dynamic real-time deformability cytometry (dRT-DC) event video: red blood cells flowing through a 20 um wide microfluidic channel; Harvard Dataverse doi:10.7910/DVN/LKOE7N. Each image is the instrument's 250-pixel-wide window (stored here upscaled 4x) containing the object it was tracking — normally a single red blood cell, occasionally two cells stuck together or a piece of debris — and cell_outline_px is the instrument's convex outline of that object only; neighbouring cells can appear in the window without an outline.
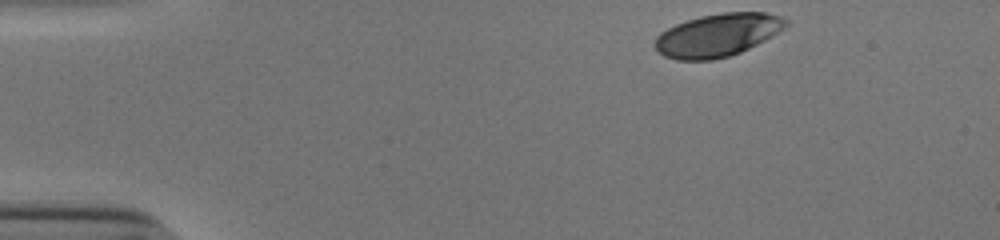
{"species": "human", "species_latin": "Homo sapiens", "temperature_condition": "cold", "stored_images_in_passage": 37, "camera_frame_rate_fps": 3000, "um_per_image_px": 0.085, "donor": {"sex": "male"}, "frame": {"image": 1, "passage_image": 1, "time_ms": 0.0, "image_size_px": [1000, 240], "cell_outline_px": [[788, 24], [784, 28], [764, 40], [740, 52], [728, 56], [712, 60], [676, 60], [664, 56], [656, 48], [656, 36], [660, 32], [676, 24], [700, 16], [724, 12], [768, 12], [780, 16], [788, 20]], "centroid_in_image_um": [61.0, 2.97], "position_along_channel_um": 24.0, "area_um2": 32.48}}
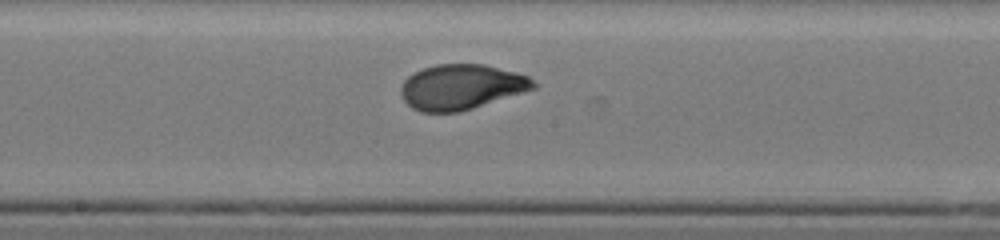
{"frame": {"image": 2, "passage_image": 22, "time_ms": 7.0, "image_size_px": [1000, 240], "cell_outline_px": [[536, 88], [524, 92], [460, 112], [420, 112], [412, 108], [404, 100], [400, 92], [400, 88], [404, 80], [408, 76], [424, 68], [436, 64], [484, 64], [516, 72], [528, 76], [536, 84]], "centroid_in_image_um": [39.2, 7.39], "position_along_channel_um": 209.0, "area_um2": 34.8}}
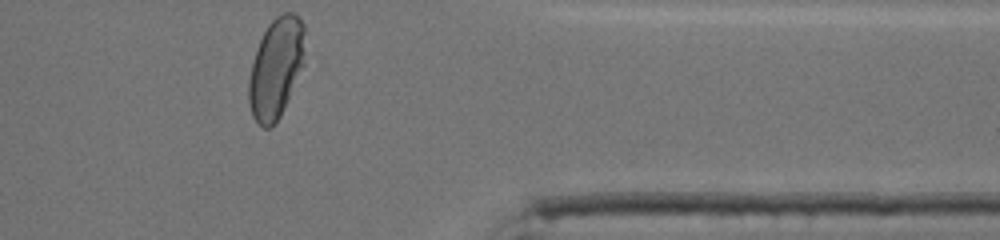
{"frame": {"image": 3, "passage_image": 37, "time_ms": 12.0, "image_size_px": [1000, 240], "cell_outline_px": [[304, 64], [280, 116], [268, 128], [264, 128], [252, 116], [248, 104], [248, 80], [252, 64], [260, 40], [268, 24], [276, 16], [284, 12], [292, 12], [304, 24]], "centroid_in_image_um": [23.45, 5.77], "position_along_channel_um": 387.9, "area_um2": 32.48}, "authors_computed_cell_mechanics": {"area_um2": 33.9864, "velocity_mm_per_s": 3.8607, "shape_relaxation_time_tau1_ms": 5.1168, "shape_relaxation_time_tau2_ms": null, "deformation_change_tau1": 0.2115, "deformation_change_tau2": null}}